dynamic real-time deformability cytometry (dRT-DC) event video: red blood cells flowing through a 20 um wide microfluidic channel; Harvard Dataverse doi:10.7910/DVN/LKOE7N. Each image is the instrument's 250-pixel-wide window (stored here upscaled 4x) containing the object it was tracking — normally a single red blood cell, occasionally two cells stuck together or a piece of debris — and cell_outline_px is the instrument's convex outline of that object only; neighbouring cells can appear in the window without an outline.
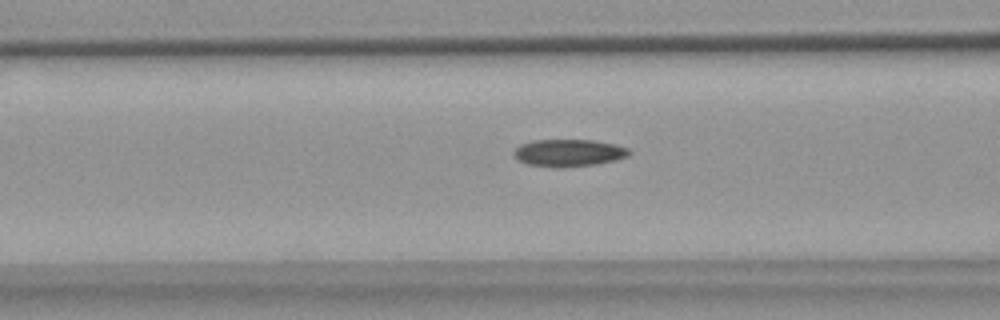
{"species": "common noctule bat (a hibernating species)", "species_latin": "Nyctalus noctula", "temperature_condition": "warm", "stored_images_in_passage": 55, "camera_frame_rate_fps": 3000, "um_per_image_px": 0.085, "animal": {"sex": "female", "body_mass_g": 18.4}, "frame": {"image": 1, "passage_image": 21, "time_ms": 6.667, "image_size_px": [1000, 320], "cell_outline_px": [[632, 152], [628, 156], [616, 160], [596, 164], [560, 168], [552, 168], [528, 164], [516, 160], [512, 152], [520, 144], [532, 140], [592, 140], [616, 144], [628, 148]], "centroid_in_image_um": [48.32, 13.0], "position_along_channel_um": 118.3, "area_um2": 18.61}}
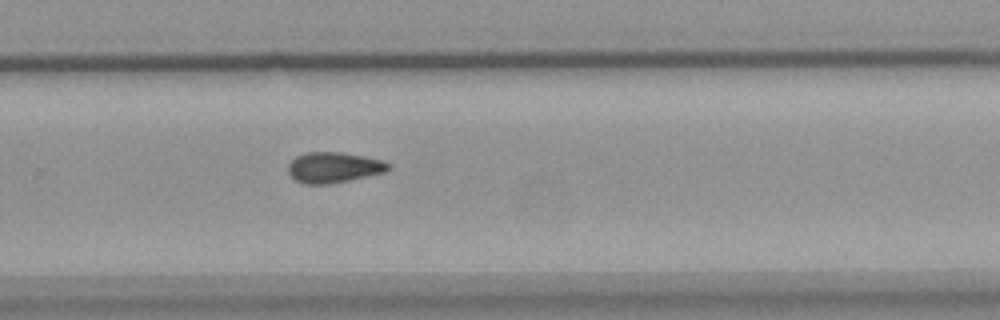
{"frame": {"image": 2, "passage_image": 36, "time_ms": 11.667, "image_size_px": [1000, 320], "cell_outline_px": [[392, 168], [384, 172], [348, 180], [328, 184], [304, 184], [296, 180], [288, 172], [288, 164], [296, 156], [304, 152], [340, 152], [364, 156], [384, 160], [392, 164]], "centroid_in_image_um": [28.38, 14.22], "position_along_channel_um": 301.4, "area_um2": 17.92}}
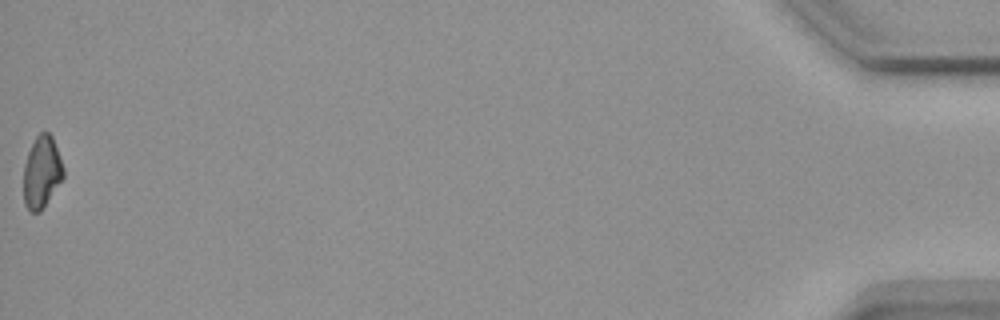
{"frame": {"image": 3, "passage_image": 55, "time_ms": 18.0, "image_size_px": [1000, 320], "cell_outline_px": [[64, 176], [40, 212], [32, 212], [24, 204], [24, 164], [28, 152], [36, 136], [40, 132], [48, 132], [52, 136], [64, 168]], "centroid_in_image_um": [3.54, 14.62], "position_along_channel_um": 431.7, "area_um2": 16.47}, "authors_computed_cell_mechanics": {"area_um2": 17.7446, "velocity_mm_per_s": 3.6736, "shape_relaxation_time_tau1_ms": null, "shape_relaxation_time_tau2_ms": 4.7118, "deformation_change_tau1": null, "deformation_change_tau2": 0.1041}}